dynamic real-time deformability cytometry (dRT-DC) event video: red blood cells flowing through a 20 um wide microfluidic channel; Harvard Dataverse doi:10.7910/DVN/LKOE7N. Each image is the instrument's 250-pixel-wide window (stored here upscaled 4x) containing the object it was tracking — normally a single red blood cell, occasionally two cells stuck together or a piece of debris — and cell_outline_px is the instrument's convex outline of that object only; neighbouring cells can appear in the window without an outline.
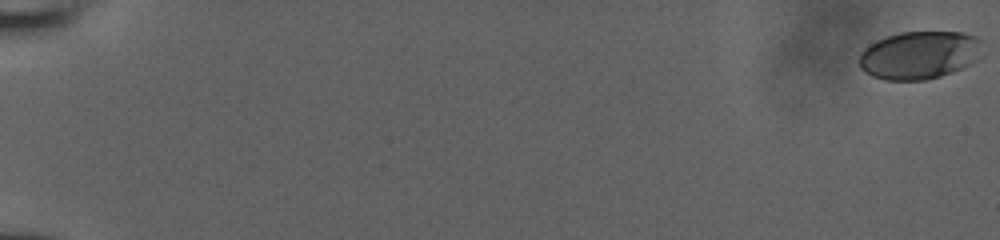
{"species": "human", "species_latin": "Homo sapiens", "temperature_condition": "room temperature", "stored_images_in_passage": 54, "camera_frame_rate_fps": 3000, "um_per_image_px": 0.085, "donor": {"sex": "male"}, "frame": {"image": 1, "passage_image": 1, "time_ms": 0.0, "image_size_px": [1000, 240], "cell_outline_px": [[984, 56], [980, 60], [952, 72], [940, 76], [924, 80], [884, 80], [872, 76], [864, 72], [860, 68], [860, 52], [864, 48], [876, 40], [900, 32], [960, 32], [976, 36], [984, 40]], "centroid_in_image_um": [78.23, 4.68], "position_along_channel_um": 6.8, "area_um2": 35.14}}
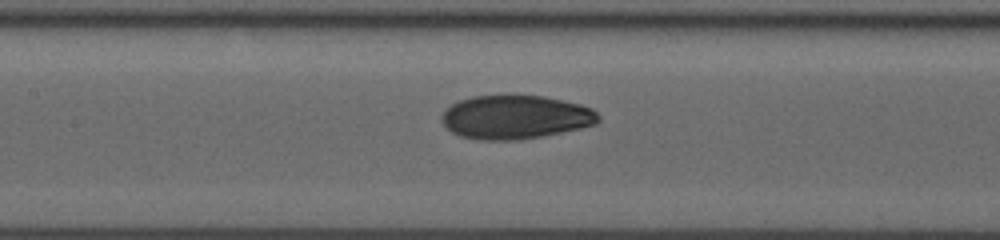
{"frame": {"image": 2, "passage_image": 29, "time_ms": 9.333, "image_size_px": [1000, 240], "cell_outline_px": [[600, 120], [596, 124], [580, 128], [540, 136], [516, 140], [480, 140], [460, 136], [452, 132], [440, 120], [440, 116], [444, 108], [460, 100], [472, 96], [508, 92], [544, 96], [580, 104], [592, 108], [600, 116]], "centroid_in_image_um": [43.77, 9.91], "position_along_channel_um": 163.6, "area_um2": 40.86}}
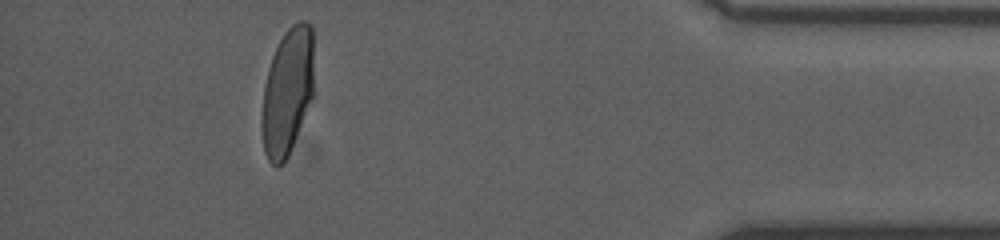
{"frame": {"image": 3, "passage_image": 50, "time_ms": 16.333, "image_size_px": [1000, 240], "cell_outline_px": [[312, 96], [288, 156], [276, 168], [268, 160], [264, 152], [260, 128], [260, 120], [264, 88], [268, 68], [272, 56], [284, 32], [292, 24], [300, 20], [308, 20], [312, 24]], "centroid_in_image_um": [24.39, 7.78], "position_along_channel_um": 410.8, "area_um2": 38.38}}